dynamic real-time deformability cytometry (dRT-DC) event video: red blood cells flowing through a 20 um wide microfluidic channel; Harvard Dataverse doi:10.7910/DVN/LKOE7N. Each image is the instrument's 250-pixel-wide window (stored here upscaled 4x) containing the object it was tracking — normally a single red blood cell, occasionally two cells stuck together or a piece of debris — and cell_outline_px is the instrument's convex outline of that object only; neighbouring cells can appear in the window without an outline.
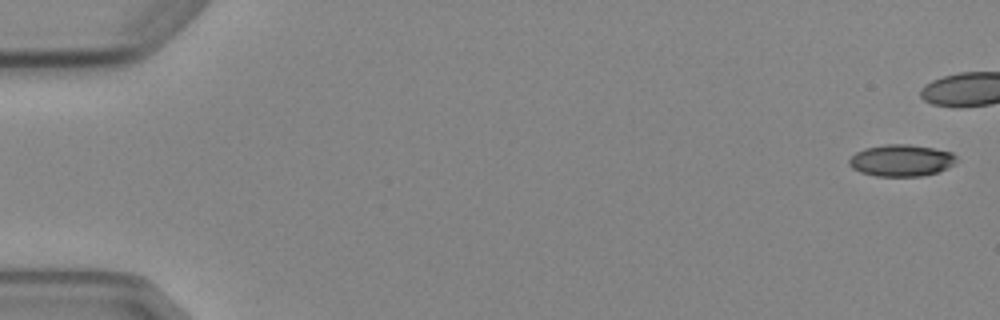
{"species": "Egyptian fruit bat (a non-hibernating species)", "species_latin": "Rousettus aegyptiacus", "temperature_condition": "cold", "stored_images_in_passage": 8, "camera_frame_rate_fps": 3000, "um_per_image_px": 0.085, "animal": {"sex": "female"}, "frame": {"image": 1, "passage_image": 1, "time_ms": 0.0, "image_size_px": [1000, 320], "cell_outline_px": [[956, 160], [948, 168], [924, 176], [876, 176], [860, 172], [852, 168], [848, 164], [848, 160], [856, 152], [864, 148], [884, 144], [908, 144], [932, 148], [952, 152], [956, 156]], "centroid_in_image_um": [76.58, 13.63], "position_along_channel_um": 8.4, "area_um2": 19.88}}
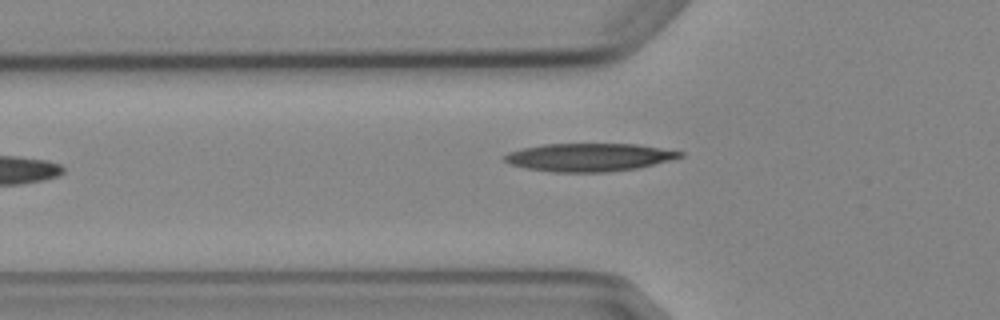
{"frame": {"image": 2, "passage_image": 7, "time_ms": 7.0, "image_size_px": [1000, 320], "cell_outline_px": [[684, 156], [636, 168], [608, 172], [552, 172], [524, 168], [508, 164], [500, 156], [508, 152], [524, 148], [544, 144], [636, 144], [684, 152]], "centroid_in_image_um": [49.99, 13.37], "position_along_channel_um": 75.8, "area_um2": 28.61}}
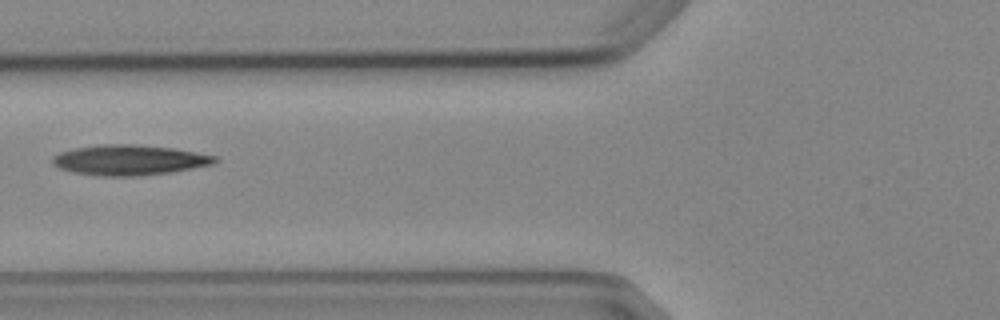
{"frame": {"image": 3, "passage_image": 8, "time_ms": 8.0, "image_size_px": [1000, 320], "cell_outline_px": [[220, 160], [212, 164], [172, 172], [140, 176], [100, 176], [72, 172], [60, 168], [52, 164], [52, 156], [60, 152], [76, 148], [100, 144], [132, 144], [172, 148], [216, 156]], "centroid_in_image_um": [10.97, 13.61], "position_along_channel_um": 114.8, "area_um2": 28.61}}